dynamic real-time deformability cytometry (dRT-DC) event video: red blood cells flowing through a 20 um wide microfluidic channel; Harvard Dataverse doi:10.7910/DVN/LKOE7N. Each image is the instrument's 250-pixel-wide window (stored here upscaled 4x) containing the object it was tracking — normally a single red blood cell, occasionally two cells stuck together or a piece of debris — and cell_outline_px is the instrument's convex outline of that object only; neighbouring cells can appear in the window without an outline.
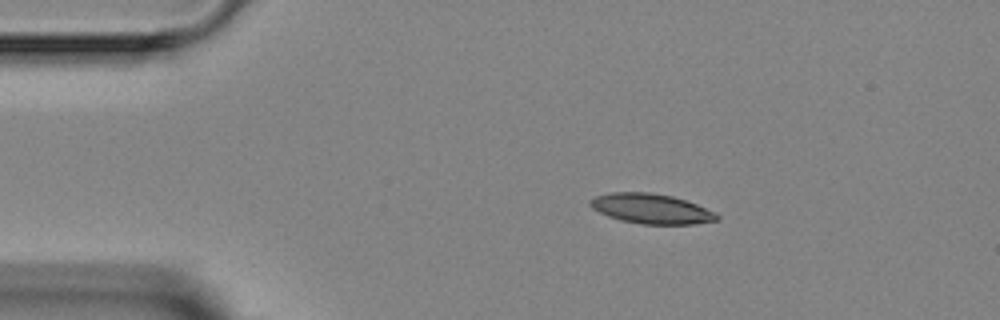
{"species": "Egyptian fruit bat (a non-hibernating species)", "species_latin": "Rousettus aegyptiacus", "temperature_condition": "room temperature", "stored_images_in_passage": 4, "camera_frame_rate_fps": 3000, "um_per_image_px": 0.085, "animal": {"sex": "female"}, "frame": {"image": 1, "passage_image": 2, "time_ms": 1.333, "image_size_px": [1000, 320], "cell_outline_px": [[720, 220], [696, 224], [640, 224], [620, 220], [608, 216], [592, 208], [588, 204], [588, 200], [596, 196], [612, 192], [648, 192], [672, 196], [696, 204], [716, 212], [720, 216]], "centroid_in_image_um": [55.37, 17.75], "position_along_channel_um": 29.6, "area_um2": 22.2}}
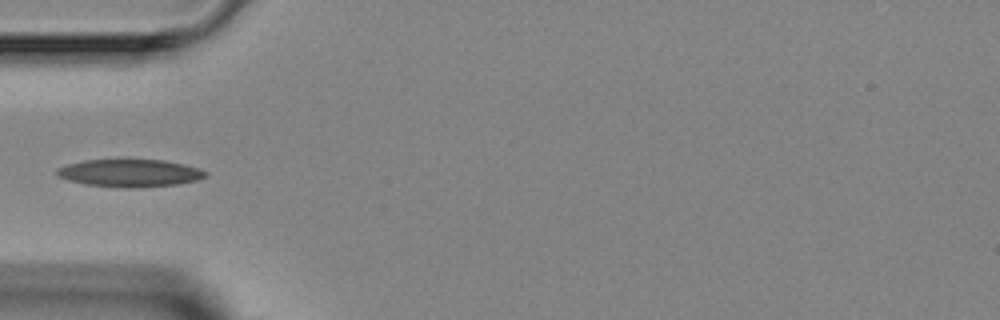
{"frame": {"image": 2, "passage_image": 4, "time_ms": 3.667, "image_size_px": [1000, 320], "cell_outline_px": [[208, 172], [204, 176], [196, 180], [176, 184], [132, 188], [128, 188], [84, 184], [68, 180], [56, 176], [56, 168], [68, 164], [84, 160], [164, 160], [184, 164], [200, 168]], "centroid_in_image_um": [11.0, 14.7], "position_along_channel_um": 74.0, "area_um2": 23.76}}